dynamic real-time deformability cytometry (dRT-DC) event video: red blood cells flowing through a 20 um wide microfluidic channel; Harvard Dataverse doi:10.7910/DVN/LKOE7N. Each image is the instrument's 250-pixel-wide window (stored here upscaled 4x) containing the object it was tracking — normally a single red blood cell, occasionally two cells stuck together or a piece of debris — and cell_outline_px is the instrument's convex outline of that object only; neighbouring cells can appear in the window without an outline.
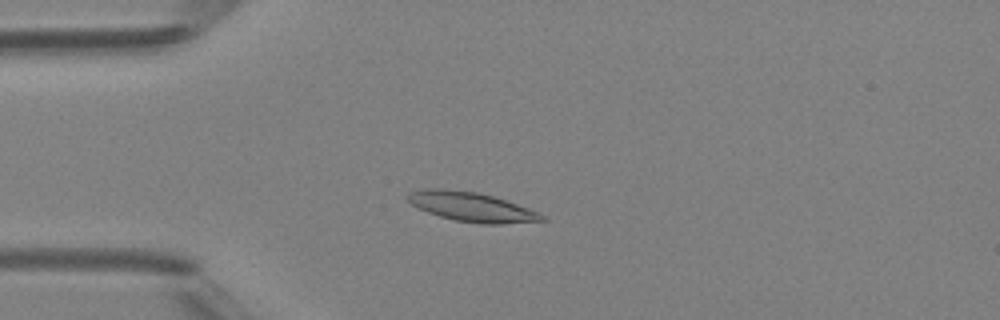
{"species": "Egyptian fruit bat (a non-hibernating species)", "species_latin": "Rousettus aegyptiacus", "temperature_condition": "room temperature", "stored_images_in_passage": 4, "camera_frame_rate_fps": 3000, "um_per_image_px": 0.085, "animal": {"sex": "female"}, "frame": {"image": 1, "passage_image": 4, "time_ms": 3.333, "image_size_px": [1000, 320], "cell_outline_px": [[548, 220], [500, 224], [480, 224], [456, 220], [440, 216], [428, 212], [412, 204], [408, 200], [408, 192], [424, 188], [440, 188], [476, 192], [492, 196], [528, 208], [544, 216]], "centroid_in_image_um": [40.06, 17.58], "position_along_channel_um": 44.9, "area_um2": 22.6}}